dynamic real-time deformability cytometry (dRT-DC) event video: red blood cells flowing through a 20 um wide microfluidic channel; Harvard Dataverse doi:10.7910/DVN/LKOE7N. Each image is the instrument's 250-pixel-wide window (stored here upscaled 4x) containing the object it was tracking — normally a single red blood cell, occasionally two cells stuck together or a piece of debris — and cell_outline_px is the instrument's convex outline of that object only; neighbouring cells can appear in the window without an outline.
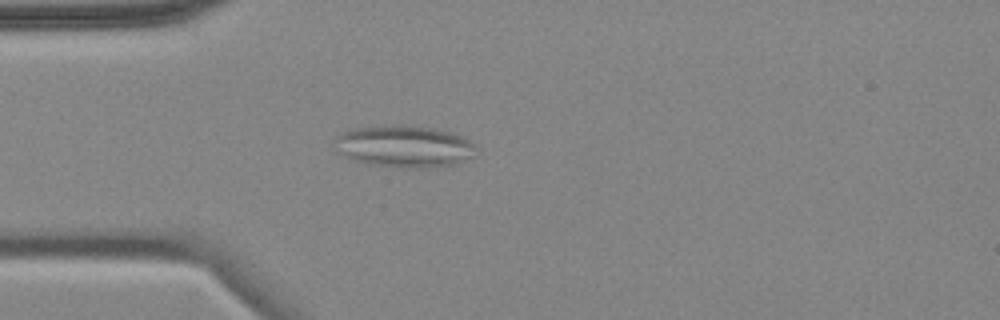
{"species": "common noctule bat (a hibernating species)", "species_latin": "Nyctalus noctula", "temperature_condition": "cold", "stored_images_in_passage": 6, "camera_frame_rate_fps": 3000, "um_per_image_px": 0.085, "animal": {"sex": "female", "body_mass_g": 18.4}, "frame": {"image": 1, "passage_image": 5, "time_ms": 4.667, "image_size_px": [1000, 320], "cell_outline_px": [[476, 148], [472, 156], [452, 164], [428, 168], [404, 168], [368, 164], [356, 160], [336, 152], [332, 144], [336, 136], [344, 132], [356, 128], [432, 128], [464, 136]], "centroid_in_image_um": [34.32, 12.5], "position_along_channel_um": 50.7, "area_um2": 33.29}}